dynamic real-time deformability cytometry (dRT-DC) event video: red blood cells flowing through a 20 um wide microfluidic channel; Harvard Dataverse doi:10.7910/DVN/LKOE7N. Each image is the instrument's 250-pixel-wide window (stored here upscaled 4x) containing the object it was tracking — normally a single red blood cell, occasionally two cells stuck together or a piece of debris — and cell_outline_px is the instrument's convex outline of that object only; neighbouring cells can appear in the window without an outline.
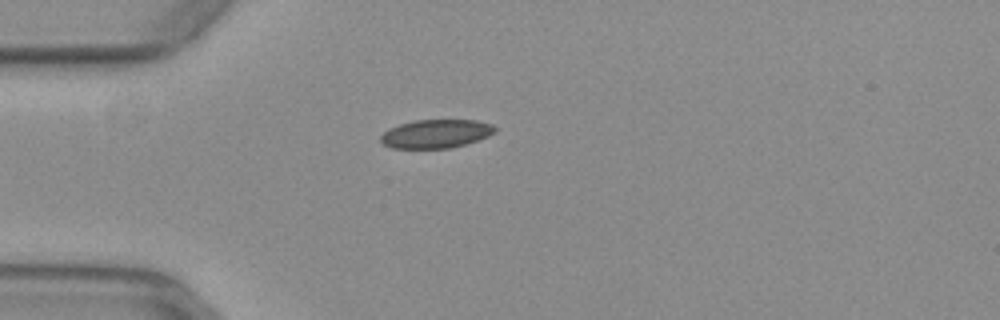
{"species": "common noctule bat (a hibernating species)", "species_latin": "Nyctalus noctula", "temperature_condition": "warm", "stored_images_in_passage": 27, "camera_frame_rate_fps": 3000, "um_per_image_px": 0.085, "animal": {"sex": "female", "body_mass_g": 29.2, "forearm_length_mm": 56.3}, "frame": {"image": 1, "passage_image": 1, "time_ms": 0.0, "image_size_px": [1000, 320], "cell_outline_px": [[496, 132], [488, 136], [452, 148], [392, 148], [384, 144], [380, 140], [380, 136], [388, 128], [400, 124], [416, 120], [476, 120], [492, 124], [496, 128]], "centroid_in_image_um": [37.05, 11.36], "position_along_channel_um": 47.9, "area_um2": 18.96}}
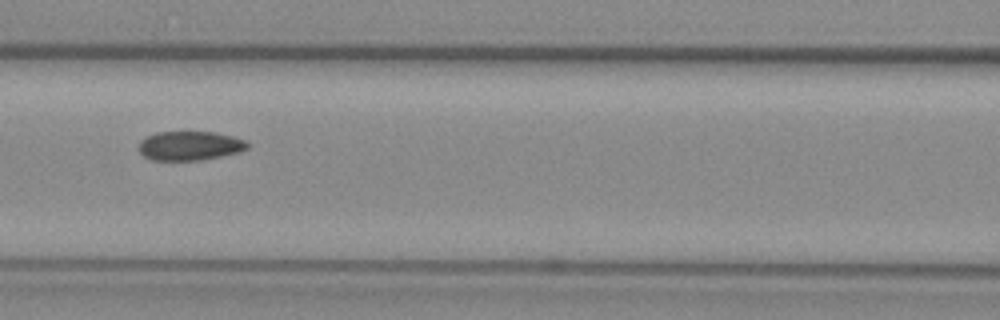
{"frame": {"image": 2, "passage_image": 10, "time_ms": 3.0, "image_size_px": [1000, 320], "cell_outline_px": [[248, 148], [240, 152], [200, 160], [152, 160], [144, 156], [140, 152], [140, 140], [156, 132], [216, 132], [232, 136], [244, 140], [248, 144]], "centroid_in_image_um": [16.14, 12.39], "position_along_channel_um": 150.5, "area_um2": 18.32}}
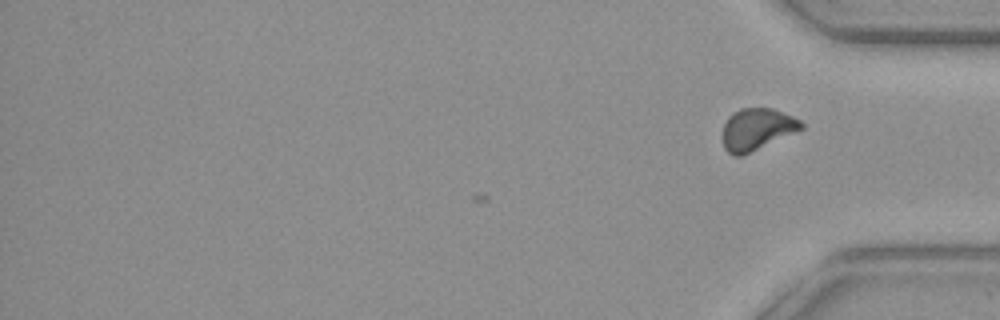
{"frame": {"image": 3, "passage_image": 27, "time_ms": 8.667, "image_size_px": [1000, 320], "cell_outline_px": [[804, 128], [740, 156], [736, 156], [728, 152], [724, 148], [724, 124], [728, 116], [732, 112], [740, 108], [772, 108], [784, 112], [800, 120], [804, 124]], "centroid_in_image_um": [64.34, 10.95], "position_along_channel_um": 370.9, "area_um2": 18.84}, "authors_computed_cell_mechanics": {"area_um2": 19.074, "velocity_mm_per_s": 3.9237, "shape_relaxation_time_tau1_ms": null, "shape_relaxation_time_tau2_ms": 2.5741, "deformation_change_tau1": null, "deformation_change_tau2": 0.0496}}